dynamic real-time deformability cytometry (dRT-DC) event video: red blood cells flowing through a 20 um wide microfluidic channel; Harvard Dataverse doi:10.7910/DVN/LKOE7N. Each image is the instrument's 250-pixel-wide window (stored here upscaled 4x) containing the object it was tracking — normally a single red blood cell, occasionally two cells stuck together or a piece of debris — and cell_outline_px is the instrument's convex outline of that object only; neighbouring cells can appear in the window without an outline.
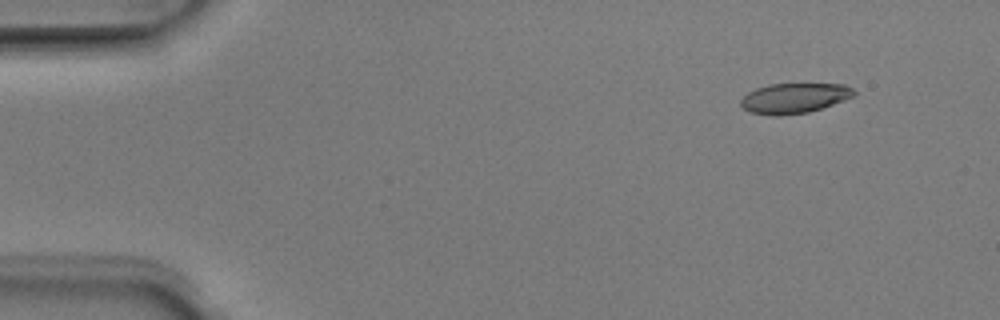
{"species": "Egyptian fruit bat (a non-hibernating species)", "species_latin": "Rousettus aegyptiacus", "temperature_condition": "room temperature", "stored_images_in_passage": 4, "camera_frame_rate_fps": 3000, "um_per_image_px": 0.085, "animal": {"sex": "male"}, "frame": {"image": 1, "passage_image": 1, "time_ms": 0.0, "image_size_px": [1000, 320], "cell_outline_px": [[856, 92], [852, 96], [844, 100], [808, 112], [780, 116], [772, 116], [752, 112], [744, 108], [740, 104], [740, 100], [748, 92], [756, 88], [768, 84], [844, 84], [852, 88]], "centroid_in_image_um": [67.48, 8.34], "position_along_channel_um": 17.5, "area_um2": 19.71}}
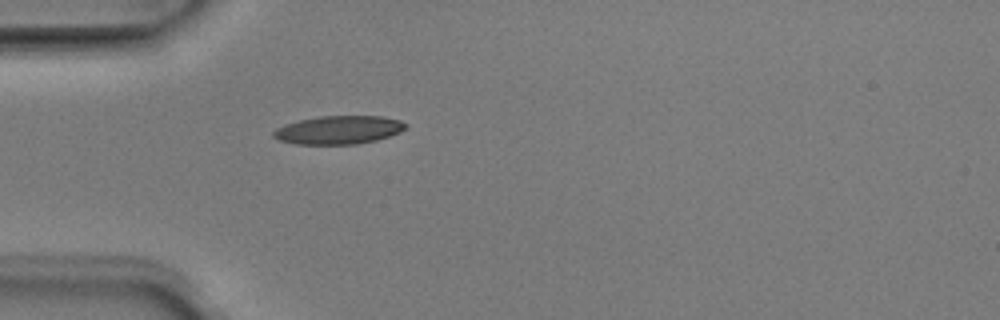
{"frame": {"image": 2, "passage_image": 4, "time_ms": 1.0, "image_size_px": [1000, 320], "cell_outline_px": [[408, 124], [400, 132], [376, 140], [356, 144], [296, 144], [280, 140], [272, 136], [272, 132], [276, 128], [284, 124], [300, 120], [320, 116], [384, 116], [400, 120]], "centroid_in_image_um": [28.77, 11.04], "position_along_channel_um": 56.2, "area_um2": 21.79}}